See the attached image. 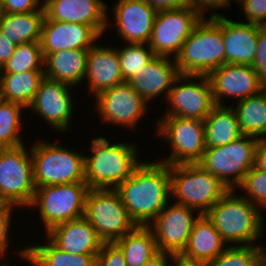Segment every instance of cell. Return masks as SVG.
<instances>
[{"mask_svg":"<svg viewBox=\"0 0 266 266\" xmlns=\"http://www.w3.org/2000/svg\"><path fill=\"white\" fill-rule=\"evenodd\" d=\"M115 190L132 221L148 226L171 201L170 166L159 160L143 161Z\"/></svg>","mask_w":266,"mask_h":266,"instance_id":"cell-1","label":"cell"},{"mask_svg":"<svg viewBox=\"0 0 266 266\" xmlns=\"http://www.w3.org/2000/svg\"><path fill=\"white\" fill-rule=\"evenodd\" d=\"M91 154L84 156L85 182L90 189H115L124 182L142 163L138 146L132 142L110 143L97 136L89 146Z\"/></svg>","mask_w":266,"mask_h":266,"instance_id":"cell-2","label":"cell"},{"mask_svg":"<svg viewBox=\"0 0 266 266\" xmlns=\"http://www.w3.org/2000/svg\"><path fill=\"white\" fill-rule=\"evenodd\" d=\"M235 193L229 190L205 215L228 246L255 245L264 234L263 210Z\"/></svg>","mask_w":266,"mask_h":266,"instance_id":"cell-3","label":"cell"},{"mask_svg":"<svg viewBox=\"0 0 266 266\" xmlns=\"http://www.w3.org/2000/svg\"><path fill=\"white\" fill-rule=\"evenodd\" d=\"M179 74L206 75L225 64L222 15L202 18L175 57Z\"/></svg>","mask_w":266,"mask_h":266,"instance_id":"cell-4","label":"cell"},{"mask_svg":"<svg viewBox=\"0 0 266 266\" xmlns=\"http://www.w3.org/2000/svg\"><path fill=\"white\" fill-rule=\"evenodd\" d=\"M171 198L176 204L206 214L228 191L226 185L199 163L170 166Z\"/></svg>","mask_w":266,"mask_h":266,"instance_id":"cell-5","label":"cell"},{"mask_svg":"<svg viewBox=\"0 0 266 266\" xmlns=\"http://www.w3.org/2000/svg\"><path fill=\"white\" fill-rule=\"evenodd\" d=\"M30 147L36 188L85 182L82 152L37 139Z\"/></svg>","mask_w":266,"mask_h":266,"instance_id":"cell-6","label":"cell"},{"mask_svg":"<svg viewBox=\"0 0 266 266\" xmlns=\"http://www.w3.org/2000/svg\"><path fill=\"white\" fill-rule=\"evenodd\" d=\"M89 190L86 182L42 186L36 188L30 209L38 208L47 232L58 224L83 217Z\"/></svg>","mask_w":266,"mask_h":266,"instance_id":"cell-7","label":"cell"},{"mask_svg":"<svg viewBox=\"0 0 266 266\" xmlns=\"http://www.w3.org/2000/svg\"><path fill=\"white\" fill-rule=\"evenodd\" d=\"M26 145L0 148V195L17 209H28L36 190L31 151Z\"/></svg>","mask_w":266,"mask_h":266,"instance_id":"cell-8","label":"cell"},{"mask_svg":"<svg viewBox=\"0 0 266 266\" xmlns=\"http://www.w3.org/2000/svg\"><path fill=\"white\" fill-rule=\"evenodd\" d=\"M159 118L155 124L157 126L155 135L166 140L171 149L169 156L160 162L169 166L199 163L206 149L204 122L177 116Z\"/></svg>","mask_w":266,"mask_h":266,"instance_id":"cell-9","label":"cell"},{"mask_svg":"<svg viewBox=\"0 0 266 266\" xmlns=\"http://www.w3.org/2000/svg\"><path fill=\"white\" fill-rule=\"evenodd\" d=\"M258 140L254 136L241 135L224 146L206 148L199 164L219 178L229 190H236L254 166Z\"/></svg>","mask_w":266,"mask_h":266,"instance_id":"cell-10","label":"cell"},{"mask_svg":"<svg viewBox=\"0 0 266 266\" xmlns=\"http://www.w3.org/2000/svg\"><path fill=\"white\" fill-rule=\"evenodd\" d=\"M84 217L104 243L117 241L137 226L115 189H90Z\"/></svg>","mask_w":266,"mask_h":266,"instance_id":"cell-11","label":"cell"},{"mask_svg":"<svg viewBox=\"0 0 266 266\" xmlns=\"http://www.w3.org/2000/svg\"><path fill=\"white\" fill-rule=\"evenodd\" d=\"M165 102L168 104V107H164L167 110L160 116L203 121L215 106L208 76L180 74Z\"/></svg>","mask_w":266,"mask_h":266,"instance_id":"cell-12","label":"cell"},{"mask_svg":"<svg viewBox=\"0 0 266 266\" xmlns=\"http://www.w3.org/2000/svg\"><path fill=\"white\" fill-rule=\"evenodd\" d=\"M95 112L105 124L120 125L133 130L146 116L149 105L144 98L128 83L123 82L101 92L94 97ZM140 120V121H139ZM107 122V123H106Z\"/></svg>","mask_w":266,"mask_h":266,"instance_id":"cell-13","label":"cell"},{"mask_svg":"<svg viewBox=\"0 0 266 266\" xmlns=\"http://www.w3.org/2000/svg\"><path fill=\"white\" fill-rule=\"evenodd\" d=\"M201 19L192 7L158 11L148 45L156 56L175 58Z\"/></svg>","mask_w":266,"mask_h":266,"instance_id":"cell-14","label":"cell"},{"mask_svg":"<svg viewBox=\"0 0 266 266\" xmlns=\"http://www.w3.org/2000/svg\"><path fill=\"white\" fill-rule=\"evenodd\" d=\"M197 210L173 203L164 209L148 225L153 232L159 252L179 256L185 249L194 222L201 215ZM196 214V215H195Z\"/></svg>","mask_w":266,"mask_h":266,"instance_id":"cell-15","label":"cell"},{"mask_svg":"<svg viewBox=\"0 0 266 266\" xmlns=\"http://www.w3.org/2000/svg\"><path fill=\"white\" fill-rule=\"evenodd\" d=\"M72 89L66 83L44 77L27 111L36 113L56 132H67L75 111Z\"/></svg>","mask_w":266,"mask_h":266,"instance_id":"cell-16","label":"cell"},{"mask_svg":"<svg viewBox=\"0 0 266 266\" xmlns=\"http://www.w3.org/2000/svg\"><path fill=\"white\" fill-rule=\"evenodd\" d=\"M114 22L107 18L106 29L117 26L116 34L122 42L132 44H148L157 10L146 0H117L113 4ZM109 25V26H108Z\"/></svg>","mask_w":266,"mask_h":266,"instance_id":"cell-17","label":"cell"},{"mask_svg":"<svg viewBox=\"0 0 266 266\" xmlns=\"http://www.w3.org/2000/svg\"><path fill=\"white\" fill-rule=\"evenodd\" d=\"M208 78L215 105L226 106L225 98L241 101L265 88L251 65L225 63L213 70Z\"/></svg>","mask_w":266,"mask_h":266,"instance_id":"cell-18","label":"cell"},{"mask_svg":"<svg viewBox=\"0 0 266 266\" xmlns=\"http://www.w3.org/2000/svg\"><path fill=\"white\" fill-rule=\"evenodd\" d=\"M101 35L85 24L70 23L44 18L41 32L42 53L62 50H89Z\"/></svg>","mask_w":266,"mask_h":266,"instance_id":"cell-19","label":"cell"},{"mask_svg":"<svg viewBox=\"0 0 266 266\" xmlns=\"http://www.w3.org/2000/svg\"><path fill=\"white\" fill-rule=\"evenodd\" d=\"M85 81L88 83V94L93 93V98L124 82L118 57V46L116 48L95 43L89 49Z\"/></svg>","mask_w":266,"mask_h":266,"instance_id":"cell-20","label":"cell"},{"mask_svg":"<svg viewBox=\"0 0 266 266\" xmlns=\"http://www.w3.org/2000/svg\"><path fill=\"white\" fill-rule=\"evenodd\" d=\"M179 75L175 58L155 56L148 65L143 66L127 82L147 103L163 93L165 101Z\"/></svg>","mask_w":266,"mask_h":266,"instance_id":"cell-21","label":"cell"},{"mask_svg":"<svg viewBox=\"0 0 266 266\" xmlns=\"http://www.w3.org/2000/svg\"><path fill=\"white\" fill-rule=\"evenodd\" d=\"M108 9L103 0H53L44 7L47 19L92 26L100 35L105 34Z\"/></svg>","mask_w":266,"mask_h":266,"instance_id":"cell-22","label":"cell"},{"mask_svg":"<svg viewBox=\"0 0 266 266\" xmlns=\"http://www.w3.org/2000/svg\"><path fill=\"white\" fill-rule=\"evenodd\" d=\"M222 15V36L225 45V63L253 66L259 25L233 21L222 13H209V18Z\"/></svg>","mask_w":266,"mask_h":266,"instance_id":"cell-23","label":"cell"},{"mask_svg":"<svg viewBox=\"0 0 266 266\" xmlns=\"http://www.w3.org/2000/svg\"><path fill=\"white\" fill-rule=\"evenodd\" d=\"M45 234L56 247L69 254H98L104 243L84 216L58 224Z\"/></svg>","mask_w":266,"mask_h":266,"instance_id":"cell-24","label":"cell"},{"mask_svg":"<svg viewBox=\"0 0 266 266\" xmlns=\"http://www.w3.org/2000/svg\"><path fill=\"white\" fill-rule=\"evenodd\" d=\"M227 247L213 223L202 214L194 222L188 243L179 256L188 261L208 264Z\"/></svg>","mask_w":266,"mask_h":266,"instance_id":"cell-25","label":"cell"},{"mask_svg":"<svg viewBox=\"0 0 266 266\" xmlns=\"http://www.w3.org/2000/svg\"><path fill=\"white\" fill-rule=\"evenodd\" d=\"M89 50L71 49L54 53H43L44 77L78 86L85 79Z\"/></svg>","mask_w":266,"mask_h":266,"instance_id":"cell-26","label":"cell"},{"mask_svg":"<svg viewBox=\"0 0 266 266\" xmlns=\"http://www.w3.org/2000/svg\"><path fill=\"white\" fill-rule=\"evenodd\" d=\"M46 243L21 248L16 254L31 266H96L98 254H69L56 247L47 237Z\"/></svg>","mask_w":266,"mask_h":266,"instance_id":"cell-27","label":"cell"},{"mask_svg":"<svg viewBox=\"0 0 266 266\" xmlns=\"http://www.w3.org/2000/svg\"><path fill=\"white\" fill-rule=\"evenodd\" d=\"M45 11L27 13H3L0 15V31L12 44L40 42Z\"/></svg>","mask_w":266,"mask_h":266,"instance_id":"cell-28","label":"cell"},{"mask_svg":"<svg viewBox=\"0 0 266 266\" xmlns=\"http://www.w3.org/2000/svg\"><path fill=\"white\" fill-rule=\"evenodd\" d=\"M203 122L206 148L224 146L243 135L231 104L215 105Z\"/></svg>","mask_w":266,"mask_h":266,"instance_id":"cell-29","label":"cell"},{"mask_svg":"<svg viewBox=\"0 0 266 266\" xmlns=\"http://www.w3.org/2000/svg\"><path fill=\"white\" fill-rule=\"evenodd\" d=\"M43 78L44 70L0 74V99L18 103L27 109Z\"/></svg>","mask_w":266,"mask_h":266,"instance_id":"cell-30","label":"cell"},{"mask_svg":"<svg viewBox=\"0 0 266 266\" xmlns=\"http://www.w3.org/2000/svg\"><path fill=\"white\" fill-rule=\"evenodd\" d=\"M231 106L243 135L266 139V87Z\"/></svg>","mask_w":266,"mask_h":266,"instance_id":"cell-31","label":"cell"},{"mask_svg":"<svg viewBox=\"0 0 266 266\" xmlns=\"http://www.w3.org/2000/svg\"><path fill=\"white\" fill-rule=\"evenodd\" d=\"M123 252L127 266H143L159 251L148 226H136L114 242Z\"/></svg>","mask_w":266,"mask_h":266,"instance_id":"cell-32","label":"cell"},{"mask_svg":"<svg viewBox=\"0 0 266 266\" xmlns=\"http://www.w3.org/2000/svg\"><path fill=\"white\" fill-rule=\"evenodd\" d=\"M26 108L18 103L0 99V148H13L24 144L22 114Z\"/></svg>","mask_w":266,"mask_h":266,"instance_id":"cell-33","label":"cell"},{"mask_svg":"<svg viewBox=\"0 0 266 266\" xmlns=\"http://www.w3.org/2000/svg\"><path fill=\"white\" fill-rule=\"evenodd\" d=\"M34 70H44V56L40 42L17 45L12 57L0 68V74Z\"/></svg>","mask_w":266,"mask_h":266,"instance_id":"cell-34","label":"cell"},{"mask_svg":"<svg viewBox=\"0 0 266 266\" xmlns=\"http://www.w3.org/2000/svg\"><path fill=\"white\" fill-rule=\"evenodd\" d=\"M148 44L125 43L118 47V57L124 82H127L143 66L148 65L155 57Z\"/></svg>","mask_w":266,"mask_h":266,"instance_id":"cell-35","label":"cell"},{"mask_svg":"<svg viewBox=\"0 0 266 266\" xmlns=\"http://www.w3.org/2000/svg\"><path fill=\"white\" fill-rule=\"evenodd\" d=\"M251 246H228L207 266H260L259 244Z\"/></svg>","mask_w":266,"mask_h":266,"instance_id":"cell-36","label":"cell"},{"mask_svg":"<svg viewBox=\"0 0 266 266\" xmlns=\"http://www.w3.org/2000/svg\"><path fill=\"white\" fill-rule=\"evenodd\" d=\"M242 190L243 197L261 209L266 208V171L254 166L245 175L242 183L236 188Z\"/></svg>","mask_w":266,"mask_h":266,"instance_id":"cell-37","label":"cell"},{"mask_svg":"<svg viewBox=\"0 0 266 266\" xmlns=\"http://www.w3.org/2000/svg\"><path fill=\"white\" fill-rule=\"evenodd\" d=\"M240 9L245 15L246 23L266 26V0H237ZM244 11V12H243Z\"/></svg>","mask_w":266,"mask_h":266,"instance_id":"cell-38","label":"cell"},{"mask_svg":"<svg viewBox=\"0 0 266 266\" xmlns=\"http://www.w3.org/2000/svg\"><path fill=\"white\" fill-rule=\"evenodd\" d=\"M96 266H127L121 249L113 243H103L96 256Z\"/></svg>","mask_w":266,"mask_h":266,"instance_id":"cell-39","label":"cell"},{"mask_svg":"<svg viewBox=\"0 0 266 266\" xmlns=\"http://www.w3.org/2000/svg\"><path fill=\"white\" fill-rule=\"evenodd\" d=\"M253 67L259 81L266 87V26H259Z\"/></svg>","mask_w":266,"mask_h":266,"instance_id":"cell-40","label":"cell"},{"mask_svg":"<svg viewBox=\"0 0 266 266\" xmlns=\"http://www.w3.org/2000/svg\"><path fill=\"white\" fill-rule=\"evenodd\" d=\"M0 8L3 13L45 11L38 0H0Z\"/></svg>","mask_w":266,"mask_h":266,"instance_id":"cell-41","label":"cell"},{"mask_svg":"<svg viewBox=\"0 0 266 266\" xmlns=\"http://www.w3.org/2000/svg\"><path fill=\"white\" fill-rule=\"evenodd\" d=\"M13 210H1L0 211V261L3 258L5 261V256L9 249L11 224L13 223ZM10 231V232H9ZM10 235V236H9ZM2 257V258H1Z\"/></svg>","mask_w":266,"mask_h":266,"instance_id":"cell-42","label":"cell"},{"mask_svg":"<svg viewBox=\"0 0 266 266\" xmlns=\"http://www.w3.org/2000/svg\"><path fill=\"white\" fill-rule=\"evenodd\" d=\"M232 0H191V7L202 17L205 18L207 11L214 9H225L230 7ZM209 9V10H208Z\"/></svg>","mask_w":266,"mask_h":266,"instance_id":"cell-43","label":"cell"},{"mask_svg":"<svg viewBox=\"0 0 266 266\" xmlns=\"http://www.w3.org/2000/svg\"><path fill=\"white\" fill-rule=\"evenodd\" d=\"M157 11L191 7V0H146Z\"/></svg>","mask_w":266,"mask_h":266,"instance_id":"cell-44","label":"cell"},{"mask_svg":"<svg viewBox=\"0 0 266 266\" xmlns=\"http://www.w3.org/2000/svg\"><path fill=\"white\" fill-rule=\"evenodd\" d=\"M15 49L16 45L3 37L0 31V68L12 57Z\"/></svg>","mask_w":266,"mask_h":266,"instance_id":"cell-45","label":"cell"},{"mask_svg":"<svg viewBox=\"0 0 266 266\" xmlns=\"http://www.w3.org/2000/svg\"><path fill=\"white\" fill-rule=\"evenodd\" d=\"M254 167L266 171V139H259L257 142Z\"/></svg>","mask_w":266,"mask_h":266,"instance_id":"cell-46","label":"cell"},{"mask_svg":"<svg viewBox=\"0 0 266 266\" xmlns=\"http://www.w3.org/2000/svg\"><path fill=\"white\" fill-rule=\"evenodd\" d=\"M174 257L175 255L171 253L158 252L150 260H148L143 266H172Z\"/></svg>","mask_w":266,"mask_h":266,"instance_id":"cell-47","label":"cell"},{"mask_svg":"<svg viewBox=\"0 0 266 266\" xmlns=\"http://www.w3.org/2000/svg\"><path fill=\"white\" fill-rule=\"evenodd\" d=\"M172 266H207V263L192 262V261L185 260L181 258L180 256H175Z\"/></svg>","mask_w":266,"mask_h":266,"instance_id":"cell-48","label":"cell"},{"mask_svg":"<svg viewBox=\"0 0 266 266\" xmlns=\"http://www.w3.org/2000/svg\"><path fill=\"white\" fill-rule=\"evenodd\" d=\"M260 266H266V246L259 244Z\"/></svg>","mask_w":266,"mask_h":266,"instance_id":"cell-49","label":"cell"},{"mask_svg":"<svg viewBox=\"0 0 266 266\" xmlns=\"http://www.w3.org/2000/svg\"><path fill=\"white\" fill-rule=\"evenodd\" d=\"M16 207L9 205L4 198L0 195V211L1 210H14Z\"/></svg>","mask_w":266,"mask_h":266,"instance_id":"cell-50","label":"cell"},{"mask_svg":"<svg viewBox=\"0 0 266 266\" xmlns=\"http://www.w3.org/2000/svg\"><path fill=\"white\" fill-rule=\"evenodd\" d=\"M53 0H38V3L41 5L42 8L47 6Z\"/></svg>","mask_w":266,"mask_h":266,"instance_id":"cell-51","label":"cell"},{"mask_svg":"<svg viewBox=\"0 0 266 266\" xmlns=\"http://www.w3.org/2000/svg\"><path fill=\"white\" fill-rule=\"evenodd\" d=\"M1 266H9V264L8 263H1Z\"/></svg>","mask_w":266,"mask_h":266,"instance_id":"cell-52","label":"cell"}]
</instances>
